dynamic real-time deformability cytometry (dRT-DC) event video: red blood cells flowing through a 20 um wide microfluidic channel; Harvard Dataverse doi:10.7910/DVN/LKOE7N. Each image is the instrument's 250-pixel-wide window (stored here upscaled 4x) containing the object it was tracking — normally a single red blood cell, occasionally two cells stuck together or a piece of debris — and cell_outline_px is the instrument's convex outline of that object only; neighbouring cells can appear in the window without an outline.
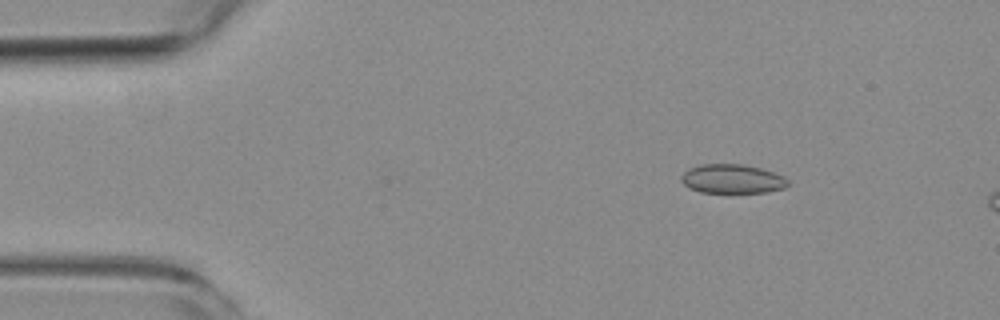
{"species": "common noctule bat (a hibernating species)", "species_latin": "Nyctalus noctula", "temperature_condition": "room temperature", "stored_images_in_passage": 3, "camera_frame_rate_fps": 3000, "um_per_image_px": 0.085, "animal": {"sex": "female", "body_mass_g": 19.3, "forearm_length_mm": 54.1}, "frame": {"image": 1, "passage_image": 1, "time_ms": 0.0, "image_size_px": [1000, 320], "cell_outline_px": [[788, 184], [784, 188], [768, 192], [700, 192], [688, 188], [680, 180], [680, 176], [688, 168], [700, 164], [744, 164], [760, 168], [784, 176], [788, 180]], "centroid_in_image_um": [62.21, 15.2], "position_along_channel_um": 22.8, "area_um2": 18.15}}